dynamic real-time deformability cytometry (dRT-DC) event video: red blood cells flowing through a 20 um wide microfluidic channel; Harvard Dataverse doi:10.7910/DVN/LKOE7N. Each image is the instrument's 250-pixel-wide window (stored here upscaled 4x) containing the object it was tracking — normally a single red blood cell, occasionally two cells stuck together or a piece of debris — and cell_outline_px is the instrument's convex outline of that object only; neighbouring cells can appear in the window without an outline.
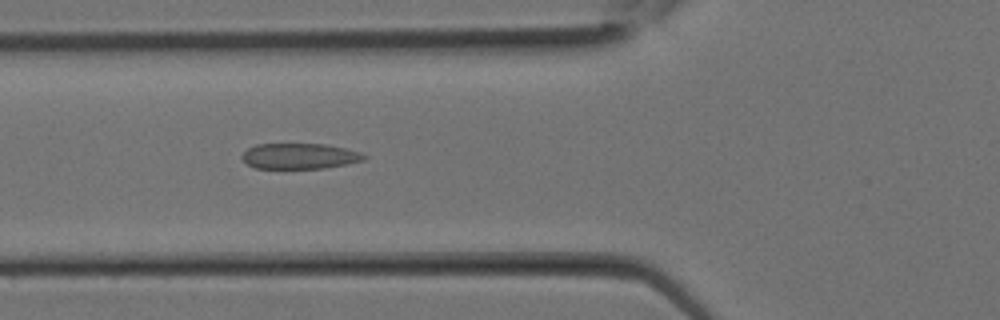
{"species": "Egyptian fruit bat (a non-hibernating species)", "species_latin": "Rousettus aegyptiacus", "temperature_condition": "room temperature", "stored_images_in_passage": 18, "camera_frame_rate_fps": 3000, "um_per_image_px": 0.085, "animal": {"sex": "female"}, "frame": {"image": 1, "passage_image": 10, "time_ms": 3.0, "image_size_px": [1000, 320], "cell_outline_px": [[368, 156], [364, 160], [348, 164], [324, 168], [256, 168], [248, 164], [240, 156], [248, 148], [256, 144], [324, 144], [344, 148], [360, 152]], "centroid_in_image_um": [25.48, 13.27], "position_along_channel_um": 100.3, "area_um2": 18.15}}
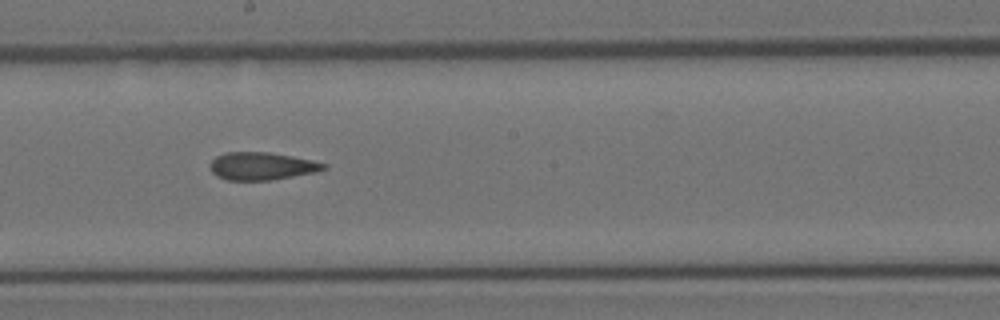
{"frame": {"image": 2, "passage_image": 15, "time_ms": 4.667, "image_size_px": [1000, 320], "cell_outline_px": [[328, 168], [316, 172], [272, 180], [228, 180], [216, 176], [208, 168], [208, 164], [216, 156], [224, 152], [268, 152], [292, 156], [312, 160], [328, 164]], "centroid_in_image_um": [22.23, 14.12], "position_along_channel_um": 226.0, "area_um2": 18.55}}
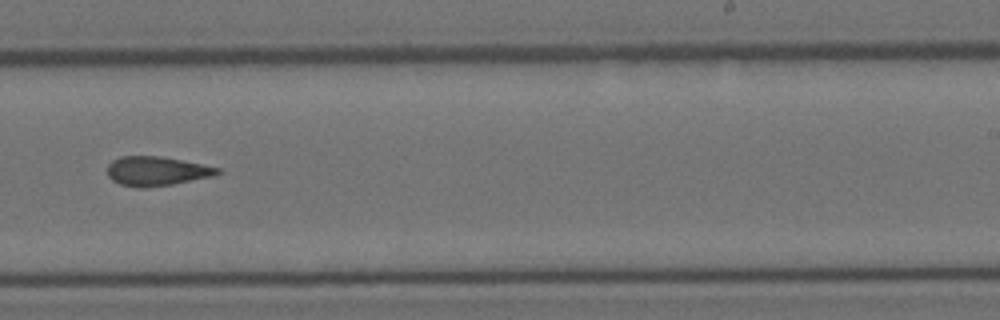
{"frame": {"image": 3, "passage_image": 17, "time_ms": 5.333, "image_size_px": [1000, 320], "cell_outline_px": [[224, 172], [216, 176], [172, 184], [120, 184], [112, 180], [108, 176], [108, 164], [112, 160], [120, 156], [160, 156], [220, 168]], "centroid_in_image_um": [13.37, 14.49], "position_along_channel_um": 275.6, "area_um2": 18.03}}